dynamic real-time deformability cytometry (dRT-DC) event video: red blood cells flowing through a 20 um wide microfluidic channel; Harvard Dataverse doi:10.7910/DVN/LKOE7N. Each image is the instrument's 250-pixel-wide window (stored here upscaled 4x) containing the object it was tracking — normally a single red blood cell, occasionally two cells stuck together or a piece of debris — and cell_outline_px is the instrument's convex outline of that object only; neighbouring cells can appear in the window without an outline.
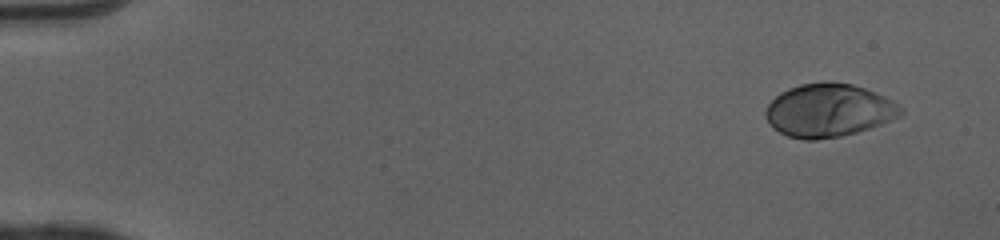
{"species": "human", "species_latin": "Homo sapiens", "temperature_condition": "cold", "stored_images_in_passage": 48, "camera_frame_rate_fps": 3000, "um_per_image_px": 0.085, "donor": {"sex": "female"}, "frame": {"image": 1, "passage_image": 1, "time_ms": 0.0, "image_size_px": [1000, 240], "cell_outline_px": [[904, 112], [880, 124], [856, 132], [840, 136], [816, 140], [804, 140], [788, 136], [772, 128], [764, 116], [764, 112], [768, 104], [780, 92], [788, 88], [800, 84], [852, 84], [876, 92], [892, 100], [904, 108]], "centroid_in_image_um": [70.4, 9.41], "position_along_channel_um": 14.6, "area_um2": 41.27}}
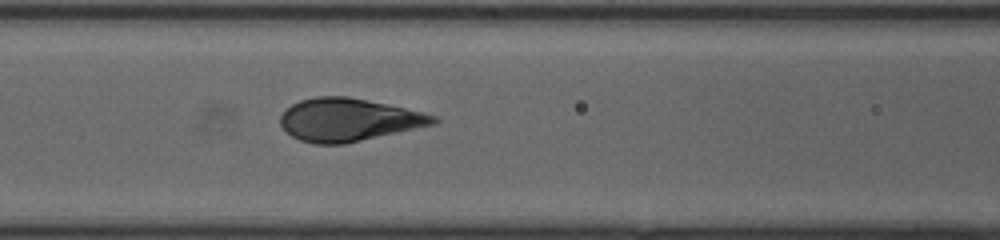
{"frame": {"image": 2, "passage_image": 20, "time_ms": 6.333, "image_size_px": [1000, 240], "cell_outline_px": [[440, 120], [436, 124], [344, 144], [316, 144], [300, 140], [292, 136], [280, 124], [280, 116], [292, 104], [300, 100], [316, 96], [348, 96], [404, 108], [436, 116]], "centroid_in_image_um": [29.62, 10.18], "position_along_channel_um": 137.0, "area_um2": 37.86}}
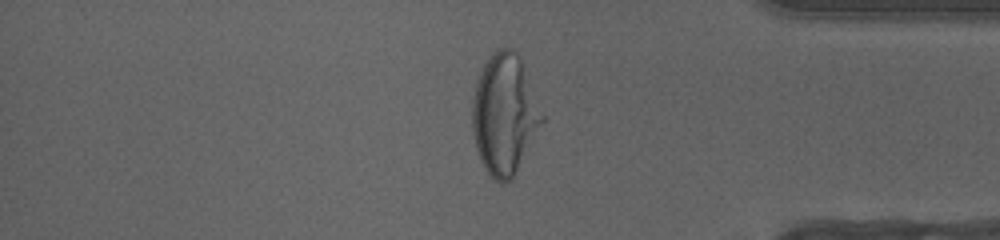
{"frame": {"image": 3, "passage_image": 40, "time_ms": 13.0, "image_size_px": [1000, 240], "cell_outline_px": [[544, 120], [512, 180], [504, 184], [500, 184], [488, 172], [480, 160], [476, 148], [472, 132], [472, 100], [476, 80], [484, 64], [492, 52], [496, 48], [512, 48], [520, 56], [544, 116]], "centroid_in_image_um": [42.87, 9.71], "position_along_channel_um": 392.3, "area_um2": 49.01}, "authors_computed_cell_mechanics": {"area_um2": 39.4196, "velocity_mm_per_s": 4.0802, "shape_relaxation_time_tau1_ms": 4.9859, "shape_relaxation_time_tau2_ms": null, "deformation_change_tau1": 0.2473, "deformation_change_tau2": null}}